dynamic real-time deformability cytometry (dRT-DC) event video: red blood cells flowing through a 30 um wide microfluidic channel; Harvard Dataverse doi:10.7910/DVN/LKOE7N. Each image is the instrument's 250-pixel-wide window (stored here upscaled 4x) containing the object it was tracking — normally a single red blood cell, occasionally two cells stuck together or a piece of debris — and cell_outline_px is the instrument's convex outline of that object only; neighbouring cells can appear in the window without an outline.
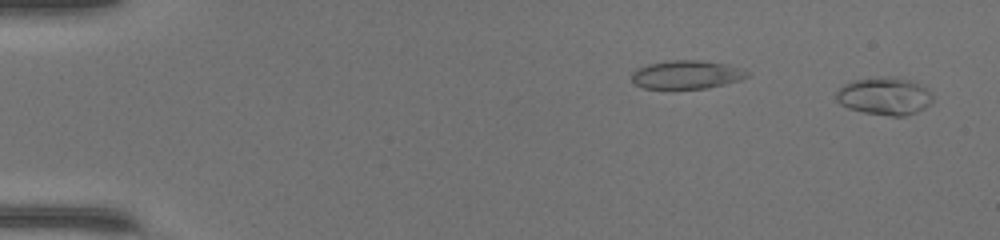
{"species": "common noctule bat (a hibernating species)", "species_latin": "Nyctalus noctula", "temperature_condition": "warm", "stored_images_in_passage": 40, "camera_frame_rate_fps": 3000, "um_per_image_px": 0.085, "animal": {"sex": "female", "body_mass_g": 17.0, "forearm_length_mm": 48.0}, "frame": {"image": 1, "passage_image": 2, "time_ms": 0.333, "image_size_px": [1000, 240], "cell_outline_px": [[936, 96], [924, 108], [916, 112], [904, 116], [892, 116], [864, 112], [848, 108], [840, 104], [836, 100], [836, 92], [844, 84], [856, 80], [916, 80], [932, 92]], "centroid_in_image_um": [75.23, 8.22], "position_along_channel_um": 9.8, "area_um2": 20.46}}
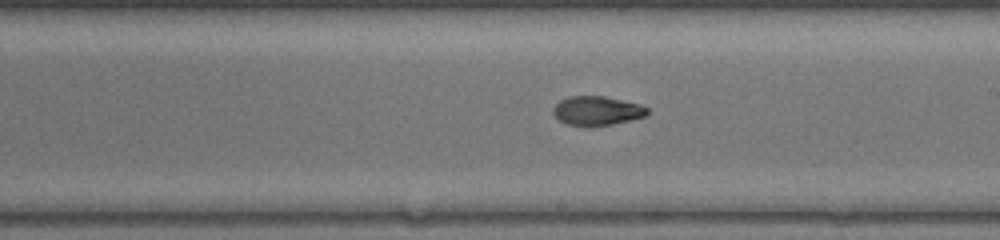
{"frame": {"image": 2, "passage_image": 20, "time_ms": 6.333, "image_size_px": [1000, 240], "cell_outline_px": [[648, 112], [644, 116], [612, 124], [592, 128], [588, 128], [564, 124], [552, 112], [552, 108], [560, 100], [568, 96], [604, 96], [640, 104], [648, 108]], "centroid_in_image_um": [50.69, 9.43], "position_along_channel_um": 238.3, "area_um2": 16.24}}
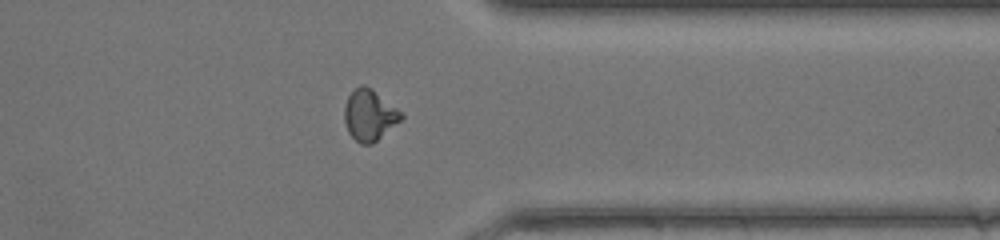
{"frame": {"image": 3, "passage_image": 30, "time_ms": 9.667, "image_size_px": [1000, 240], "cell_outline_px": [[404, 116], [400, 120], [372, 144], [360, 144], [348, 132], [344, 120], [344, 108], [348, 96], [360, 84], [364, 84], [372, 88], [404, 112]], "centroid_in_image_um": [31.41, 9.76], "position_along_channel_um": 380.0, "area_um2": 16.94}, "authors_computed_cell_mechanics": {"area_um2": 16.5019, "velocity_mm_per_s": 4.3762, "shape_relaxation_time_tau1_ms": 3.3473, "shape_relaxation_time_tau2_ms": 1.5378, "deformation_change_tau1": 0.2156, "deformation_change_tau2": 0.0385}}